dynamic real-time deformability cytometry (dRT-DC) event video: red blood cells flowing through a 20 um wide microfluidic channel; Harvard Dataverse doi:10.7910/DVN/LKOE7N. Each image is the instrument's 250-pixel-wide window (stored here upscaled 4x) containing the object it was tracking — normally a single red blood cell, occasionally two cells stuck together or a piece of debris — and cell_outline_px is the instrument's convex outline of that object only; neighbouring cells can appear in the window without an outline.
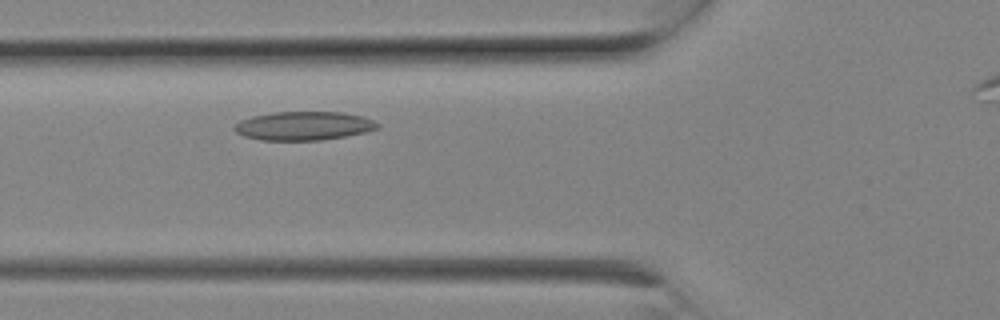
{"species": "Egyptian fruit bat (a non-hibernating species)", "species_latin": "Rousettus aegyptiacus", "temperature_condition": "room temperature", "stored_images_in_passage": 2, "camera_frame_rate_fps": 3000, "um_per_image_px": 0.085, "animal": {"sex": "female"}, "frame": {"image": 1, "passage_image": 2, "time_ms": 0.333, "image_size_px": [1000, 320], "cell_outline_px": [[380, 128], [368, 132], [320, 140], [260, 140], [244, 136], [236, 132], [232, 128], [240, 120], [252, 116], [272, 112], [340, 112], [360, 116], [372, 120], [380, 124]], "centroid_in_image_um": [25.8, 10.7], "position_along_channel_um": 100.0, "area_um2": 23.93}}